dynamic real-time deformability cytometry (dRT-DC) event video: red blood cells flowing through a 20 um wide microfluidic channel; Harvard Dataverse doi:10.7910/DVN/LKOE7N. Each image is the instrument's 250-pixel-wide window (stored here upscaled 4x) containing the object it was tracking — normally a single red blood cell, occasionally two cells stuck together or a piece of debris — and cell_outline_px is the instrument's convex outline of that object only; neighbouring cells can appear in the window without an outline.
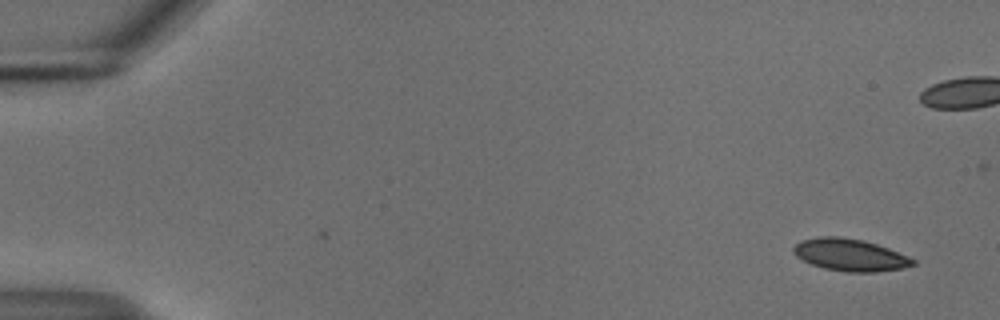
{"species": "common noctule bat (a hibernating species)", "species_latin": "Nyctalus noctula", "temperature_condition": "cold", "stored_images_in_passage": 46, "camera_frame_rate_fps": 3000, "um_per_image_px": 0.085, "animal": {"sex": "male", "body_mass_g": 18.8}, "frame": {"image": 1, "passage_image": 1, "time_ms": 0.0, "image_size_px": [1000, 320], "cell_outline_px": [[916, 264], [904, 268], [876, 272], [848, 272], [824, 268], [812, 264], [796, 256], [792, 252], [792, 248], [800, 240], [816, 236], [840, 236], [864, 240], [888, 248], [908, 256], [916, 260]], "centroid_in_image_um": [72.25, 21.66], "position_along_channel_um": 12.8, "area_um2": 22.54}}
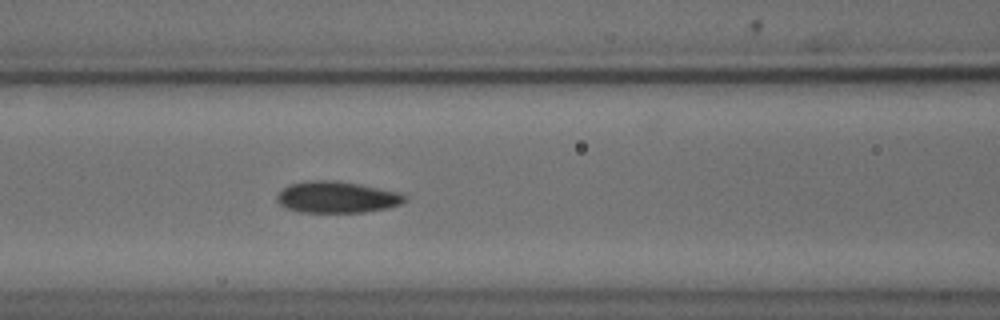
{"frame": {"image": 2, "passage_image": 22, "time_ms": 7.0, "image_size_px": [1000, 320], "cell_outline_px": [[408, 200], [400, 204], [384, 208], [364, 212], [300, 212], [288, 208], [280, 204], [276, 200], [276, 196], [288, 184], [308, 180], [336, 180], [400, 192], [408, 196]], "centroid_in_image_um": [28.64, 16.75], "position_along_channel_um": 138.0, "area_um2": 23.41}}
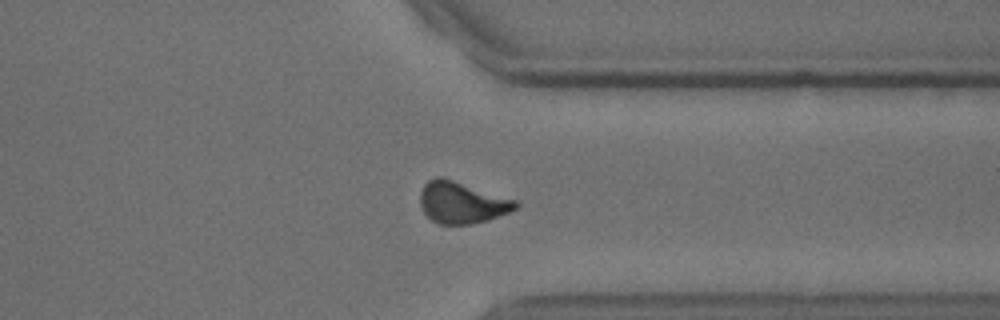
{"frame": {"image": 3, "passage_image": 41, "time_ms": 13.333, "image_size_px": [1000, 320], "cell_outline_px": [[520, 204], [516, 208], [508, 212], [488, 220], [468, 224], [440, 224], [432, 220], [424, 212], [420, 204], [420, 192], [424, 184], [428, 180], [436, 176], [444, 176], [516, 200]], "centroid_in_image_um": [39.24, 17.19], "position_along_channel_um": 372.2, "area_um2": 23.24}}